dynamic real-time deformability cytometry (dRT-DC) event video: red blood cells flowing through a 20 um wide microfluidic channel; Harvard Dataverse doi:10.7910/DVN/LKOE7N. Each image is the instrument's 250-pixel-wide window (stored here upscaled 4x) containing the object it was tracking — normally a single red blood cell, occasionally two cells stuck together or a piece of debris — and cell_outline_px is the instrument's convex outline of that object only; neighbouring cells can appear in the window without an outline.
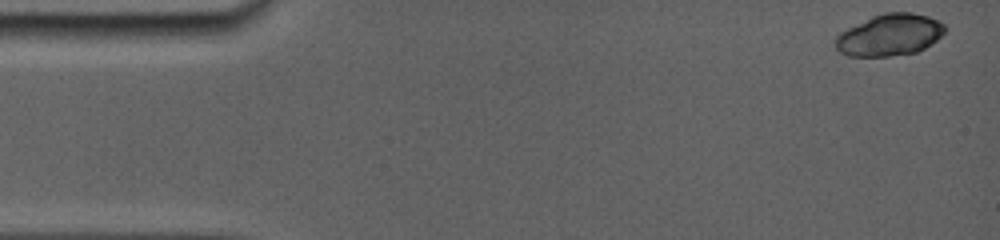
{"species": "common noctule bat (a hibernating species)", "species_latin": "Nyctalus noctula", "temperature_condition": "room temperature", "stored_images_in_passage": 11, "camera_frame_rate_fps": 5000, "um_per_image_px": 0.085, "animal": {"sex": "female", "body_mass_g": 19.0, "forearm_length_mm": 56.7}, "frame": {"image": 1, "passage_image": 1, "time_ms": 0.0, "image_size_px": [1000, 240], "cell_outline_px": [[948, 28], [936, 40], [924, 48], [916, 52], [888, 56], [848, 56], [840, 52], [836, 48], [836, 36], [840, 32], [872, 16], [884, 12], [912, 12], [928, 16], [944, 24]], "centroid_in_image_um": [75.62, 2.96], "position_along_channel_um": 9.4, "area_um2": 26.47}}
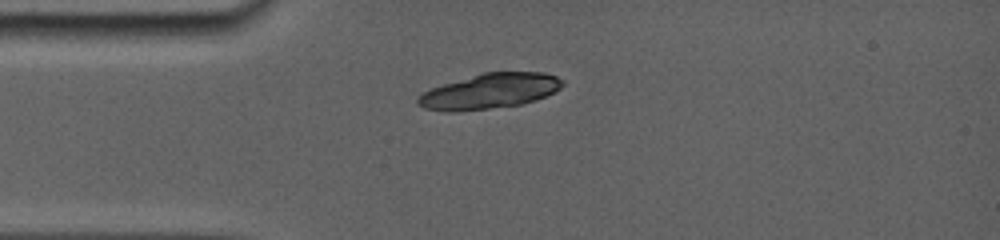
{"frame": {"image": 2, "passage_image": 10, "time_ms": 3.6, "image_size_px": [1000, 240], "cell_outline_px": [[564, 84], [560, 88], [536, 100], [520, 104], [488, 108], [424, 108], [416, 104], [416, 100], [420, 92], [444, 84], [484, 72], [544, 72], [556, 76], [564, 80]], "centroid_in_image_um": [41.7, 7.69], "position_along_channel_um": 43.3, "area_um2": 28.44}}